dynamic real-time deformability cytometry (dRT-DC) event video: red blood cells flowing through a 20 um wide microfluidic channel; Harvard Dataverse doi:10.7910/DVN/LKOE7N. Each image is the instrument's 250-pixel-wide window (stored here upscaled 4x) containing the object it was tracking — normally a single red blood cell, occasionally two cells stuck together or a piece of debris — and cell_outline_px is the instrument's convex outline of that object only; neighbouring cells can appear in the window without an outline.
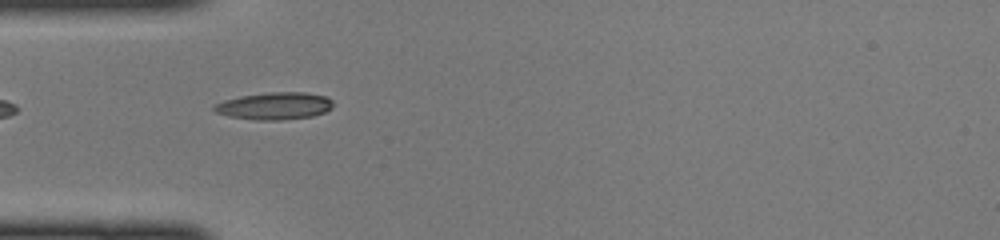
{"species": "common noctule bat (a hibernating species)", "species_latin": "Nyctalus noctula", "temperature_condition": "cold", "stored_images_in_passage": 27, "camera_frame_rate_fps": 3000, "um_per_image_px": 0.085, "animal": {"sex": "female", "body_mass_g": 22.0, "forearm_length_mm": 56.7}, "frame": {"image": 1, "passage_image": 1, "time_ms": 0.0, "image_size_px": [1000, 240], "cell_outline_px": [[332, 108], [324, 112], [312, 116], [280, 120], [256, 120], [228, 116], [216, 112], [212, 108], [216, 104], [224, 100], [240, 96], [268, 92], [304, 92], [324, 96], [332, 100]], "centroid_in_image_um": [23.33, 9.0], "position_along_channel_um": 61.7, "area_um2": 18.79}}
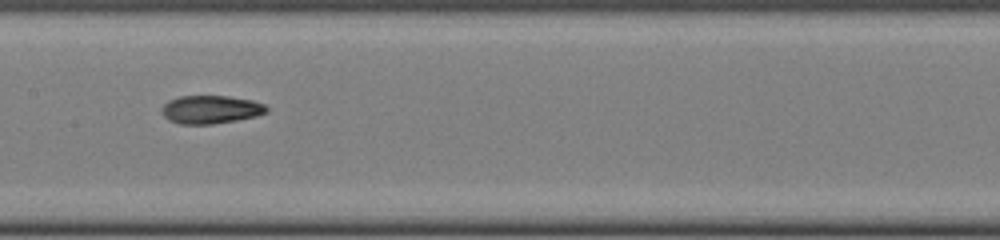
{"frame": {"image": 2, "passage_image": 10, "time_ms": 3.0, "image_size_px": [1000, 240], "cell_outline_px": [[268, 112], [256, 116], [236, 120], [212, 124], [180, 124], [168, 120], [160, 112], [160, 108], [168, 100], [180, 96], [228, 96], [252, 100], [264, 104], [268, 108]], "centroid_in_image_um": [17.88, 9.31], "position_along_channel_um": 189.5, "area_um2": 17.34}}
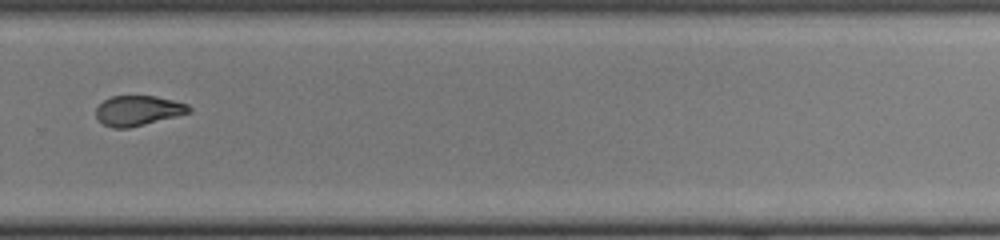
{"frame": {"image": 3, "passage_image": 19, "time_ms": 6.0, "image_size_px": [1000, 240], "cell_outline_px": [[192, 112], [128, 128], [112, 128], [104, 124], [96, 116], [96, 108], [104, 100], [112, 96], [156, 96], [188, 104], [192, 108]], "centroid_in_image_um": [11.75, 9.39], "position_along_channel_um": 318.0, "area_um2": 16.13}}